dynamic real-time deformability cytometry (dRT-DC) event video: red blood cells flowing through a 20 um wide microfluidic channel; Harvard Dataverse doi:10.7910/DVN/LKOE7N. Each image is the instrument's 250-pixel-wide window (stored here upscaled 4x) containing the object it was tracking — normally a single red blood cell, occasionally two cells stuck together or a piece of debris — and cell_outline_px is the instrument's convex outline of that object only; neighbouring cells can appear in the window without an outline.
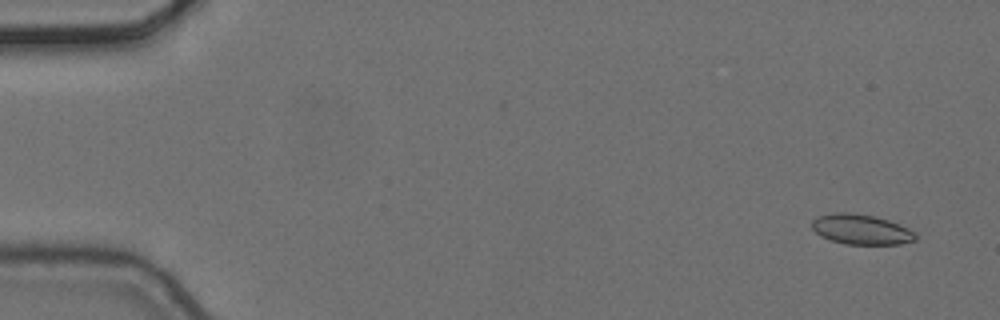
{"species": "common noctule bat (a hibernating species)", "species_latin": "Nyctalus noctula", "temperature_condition": "cold", "stored_images_in_passage": 2, "camera_frame_rate_fps": 3000, "um_per_image_px": 0.085, "animal": {"sex": "female", "body_mass_g": 24.6, "forearm_length_mm": 56.2}, "frame": {"image": 1, "passage_image": 1, "time_ms": 0.0, "image_size_px": [1000, 320], "cell_outline_px": [[916, 240], [900, 244], [844, 244], [820, 236], [812, 228], [812, 220], [816, 216], [836, 212], [848, 212], [876, 216], [888, 220], [908, 228], [916, 236]], "centroid_in_image_um": [73.16, 19.49], "position_along_channel_um": 11.8, "area_um2": 18.15}}